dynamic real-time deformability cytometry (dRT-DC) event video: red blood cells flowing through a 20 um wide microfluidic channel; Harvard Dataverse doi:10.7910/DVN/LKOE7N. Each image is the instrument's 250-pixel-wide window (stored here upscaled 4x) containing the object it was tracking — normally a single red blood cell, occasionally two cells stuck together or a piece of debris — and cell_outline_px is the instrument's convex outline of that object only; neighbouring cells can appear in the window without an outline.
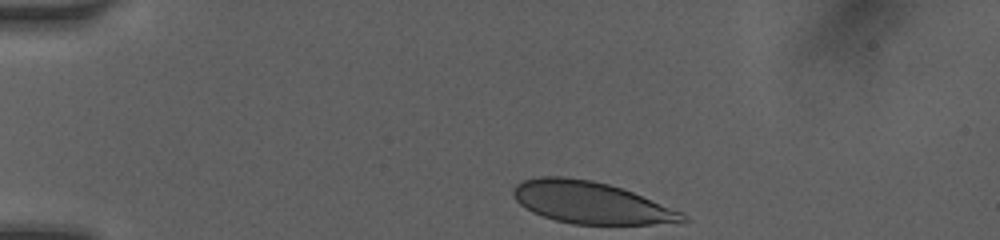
{"species": "human", "species_latin": "Homo sapiens", "temperature_condition": "room temperature", "stored_images_in_passage": 12, "camera_frame_rate_fps": 3000, "um_per_image_px": 0.085, "donor": {"sex": "female"}, "frame": {"image": 1, "passage_image": 1, "time_ms": 0.0, "image_size_px": [1000, 240], "cell_outline_px": [[692, 220], [652, 224], [572, 224], [556, 220], [532, 212], [520, 204], [512, 196], [512, 188], [516, 184], [524, 180], [540, 176], [564, 176], [592, 180], [608, 184], [632, 192], [684, 212]], "centroid_in_image_um": [50.21, 17.22], "position_along_channel_um": 34.8, "area_um2": 41.33}}